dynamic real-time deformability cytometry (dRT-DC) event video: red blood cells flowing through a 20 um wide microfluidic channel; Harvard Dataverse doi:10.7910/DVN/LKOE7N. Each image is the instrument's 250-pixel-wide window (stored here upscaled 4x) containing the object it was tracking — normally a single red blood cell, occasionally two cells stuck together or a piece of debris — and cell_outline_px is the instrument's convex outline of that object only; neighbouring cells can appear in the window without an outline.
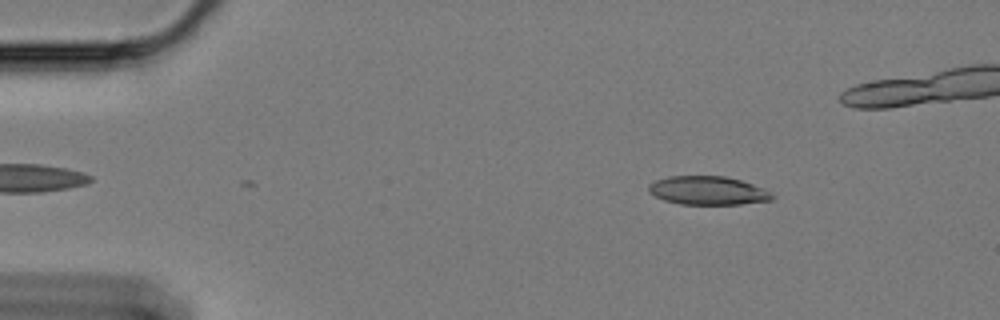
{"species": "Egyptian fruit bat (a non-hibernating species)", "species_latin": "Rousettus aegyptiacus", "temperature_condition": "cold", "stored_images_in_passage": 45, "camera_frame_rate_fps": 3000, "um_per_image_px": 0.085, "animal": {"sex": "female"}, "frame": {"image": 1, "passage_image": 1, "time_ms": 0.0, "image_size_px": [1000, 320], "cell_outline_px": [[776, 196], [772, 200], [740, 204], [680, 204], [664, 200], [648, 192], [648, 184], [656, 180], [668, 176], [724, 176], [740, 180], [764, 188]], "centroid_in_image_um": [60.17, 16.19], "position_along_channel_um": 24.8, "area_um2": 20.58}}
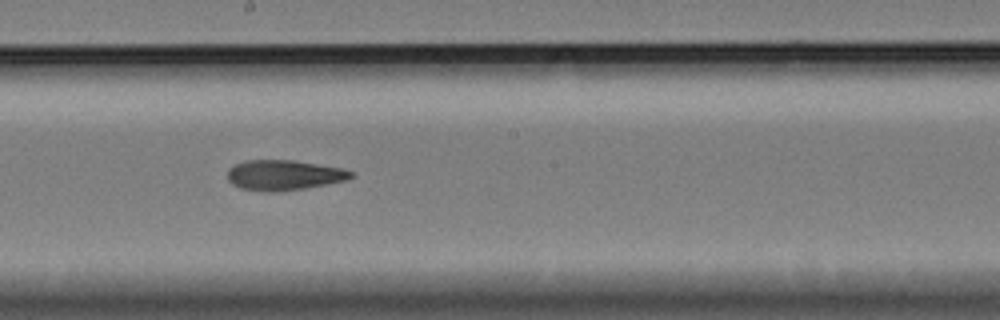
{"frame": {"image": 2, "passage_image": 25, "time_ms": 8.0, "image_size_px": [1000, 320], "cell_outline_px": [[352, 176], [348, 180], [304, 188], [276, 192], [268, 192], [240, 188], [232, 184], [228, 180], [228, 168], [236, 164], [248, 160], [296, 160], [344, 168], [352, 172]], "centroid_in_image_um": [24.14, 14.88], "position_along_channel_um": 224.1, "area_um2": 21.79}}
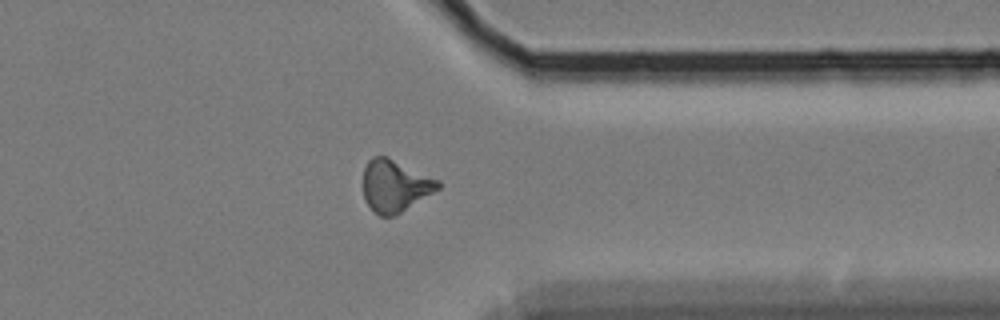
{"frame": {"image": 3, "passage_image": 39, "time_ms": 12.667, "image_size_px": [1000, 320], "cell_outline_px": [[440, 188], [400, 212], [392, 216], [380, 216], [364, 200], [364, 168], [368, 160], [372, 156], [388, 156], [440, 180]], "centroid_in_image_um": [33.57, 15.76], "position_along_channel_um": 377.8, "area_um2": 22.48}}